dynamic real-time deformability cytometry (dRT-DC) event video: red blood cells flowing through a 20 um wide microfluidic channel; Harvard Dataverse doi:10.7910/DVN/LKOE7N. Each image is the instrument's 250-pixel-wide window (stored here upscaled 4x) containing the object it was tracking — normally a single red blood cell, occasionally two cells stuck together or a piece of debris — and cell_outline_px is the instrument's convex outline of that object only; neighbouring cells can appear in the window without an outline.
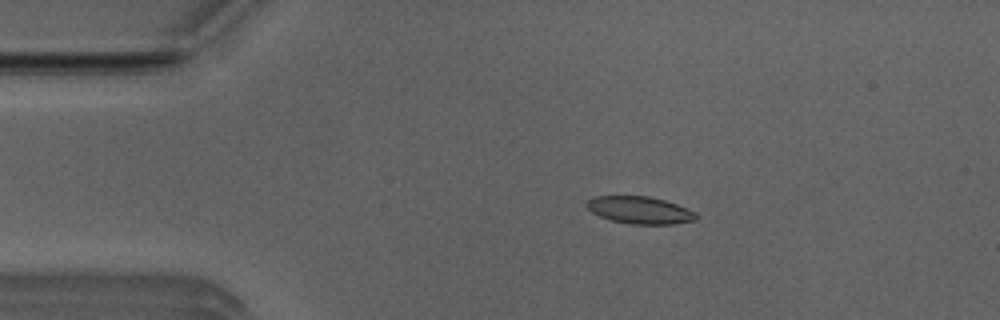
{"species": "Egyptian fruit bat (a non-hibernating species)", "species_latin": "Rousettus aegyptiacus", "temperature_condition": "room temperature", "stored_images_in_passage": 45, "camera_frame_rate_fps": 3000, "um_per_image_px": 0.085, "animal": {"sex": "male"}, "frame": {"image": 1, "passage_image": 3, "time_ms": 0.667, "image_size_px": [1000, 320], "cell_outline_px": [[700, 216], [696, 220], [672, 224], [632, 224], [612, 220], [600, 216], [592, 212], [584, 204], [588, 200], [596, 196], [648, 196], [664, 200], [676, 204], [696, 212]], "centroid_in_image_um": [54.41, 17.86], "position_along_channel_um": 30.6, "area_um2": 17.34}}
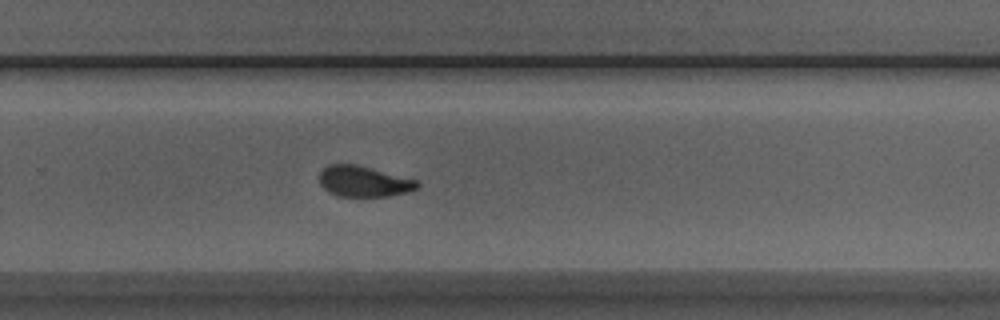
{"frame": {"image": 2, "passage_image": 27, "time_ms": 8.667, "image_size_px": [1000, 320], "cell_outline_px": [[420, 184], [416, 188], [408, 192], [388, 196], [340, 196], [328, 192], [320, 184], [320, 172], [328, 164], [356, 164], [416, 180]], "centroid_in_image_um": [30.89, 15.42], "position_along_channel_um": 298.9, "area_um2": 17.34}}
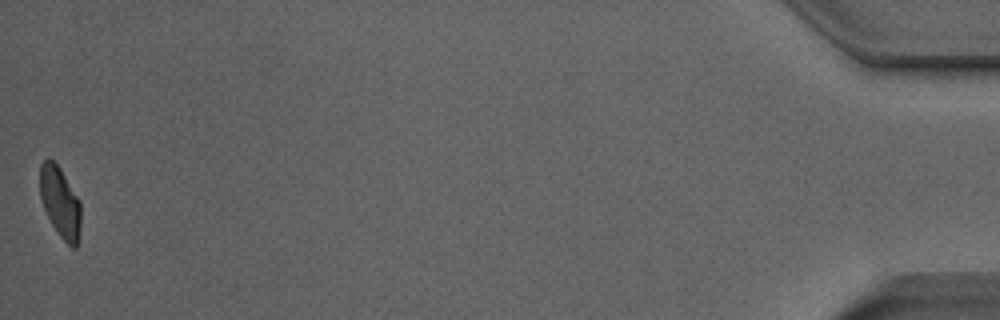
{"frame": {"image": 3, "passage_image": 45, "time_ms": 14.667, "image_size_px": [1000, 320], "cell_outline_px": [[80, 224], [76, 248], [72, 248], [60, 236], [52, 224], [44, 208], [40, 196], [40, 164], [44, 160], [52, 160], [60, 168], [80, 200]], "centroid_in_image_um": [5.11, 17.18], "position_along_channel_um": 430.1, "area_um2": 16.59}, "authors_computed_cell_mechanics": {"area_um2": 17.8602, "velocity_mm_per_s": 3.9268, "shape_relaxation_time_tau1_ms": 3.9786, "shape_relaxation_time_tau2_ms": 1.869, "deformation_change_tau1": 0.1476, "deformation_change_tau2": 0.0852}}